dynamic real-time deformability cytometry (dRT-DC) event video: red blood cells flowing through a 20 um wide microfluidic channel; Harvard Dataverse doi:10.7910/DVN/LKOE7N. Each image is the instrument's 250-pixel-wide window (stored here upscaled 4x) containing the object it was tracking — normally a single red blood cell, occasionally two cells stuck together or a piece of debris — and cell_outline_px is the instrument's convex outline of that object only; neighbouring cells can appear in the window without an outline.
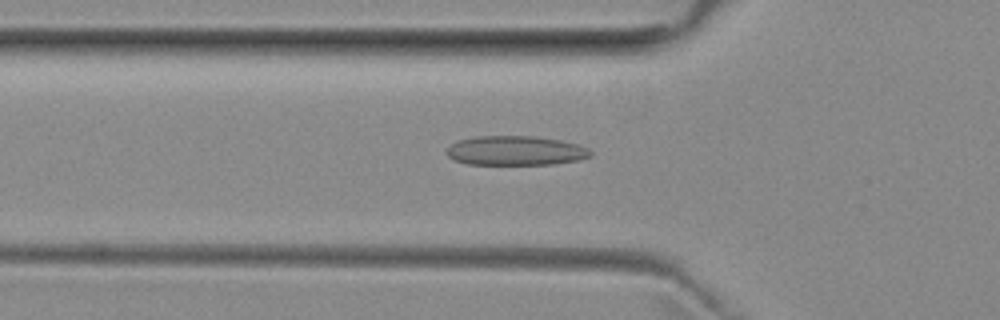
{"species": "common noctule bat (a hibernating species)", "species_latin": "Nyctalus noctula", "temperature_condition": "room temperature", "stored_images_in_passage": 23, "camera_frame_rate_fps": 3000, "um_per_image_px": 0.085, "animal": {"sex": "female", "body_mass_g": 29.2, "forearm_length_mm": 56.3}, "frame": {"image": 1, "passage_image": 11, "time_ms": 3.333, "image_size_px": [1000, 320], "cell_outline_px": [[592, 156], [580, 160], [552, 164], [468, 164], [456, 160], [448, 156], [448, 148], [452, 144], [460, 140], [476, 136], [536, 136], [560, 140], [580, 144], [588, 148], [592, 152]], "centroid_in_image_um": [43.9, 12.8], "position_along_channel_um": 81.9, "area_um2": 24.62}}
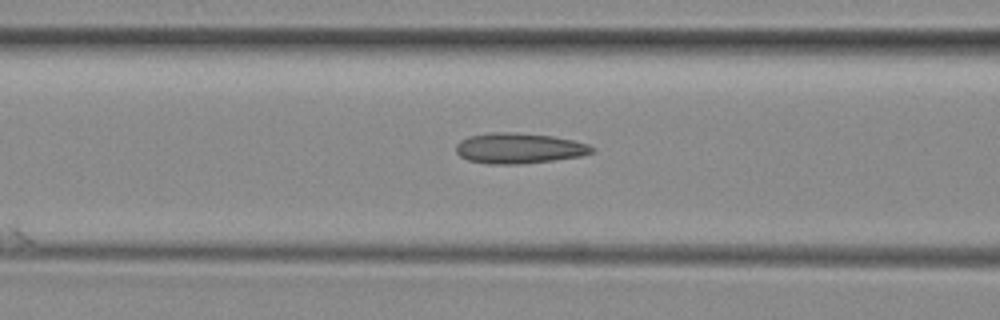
{"frame": {"image": 2, "passage_image": 14, "time_ms": 4.333, "image_size_px": [1000, 320], "cell_outline_px": [[596, 152], [580, 156], [552, 160], [516, 164], [492, 164], [468, 160], [460, 156], [456, 152], [456, 144], [460, 140], [468, 136], [492, 132], [516, 132], [552, 136], [572, 140], [588, 144], [596, 148]], "centroid_in_image_um": [44.12, 12.59], "position_along_channel_um": 122.5, "area_um2": 24.16}}